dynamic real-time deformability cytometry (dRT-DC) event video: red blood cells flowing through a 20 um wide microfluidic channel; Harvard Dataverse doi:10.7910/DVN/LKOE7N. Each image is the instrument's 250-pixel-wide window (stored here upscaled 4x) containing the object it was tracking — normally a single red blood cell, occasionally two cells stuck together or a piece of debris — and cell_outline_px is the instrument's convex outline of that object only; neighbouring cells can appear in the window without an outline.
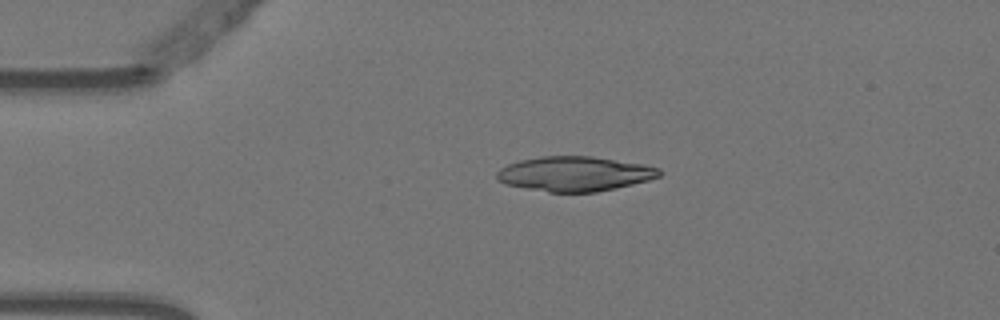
{"species": "Egyptian fruit bat (a non-hibernating species)", "species_latin": "Rousettus aegyptiacus", "temperature_condition": "warm", "stored_images_in_passage": 3, "camera_frame_rate_fps": 3000, "um_per_image_px": 0.085, "animal": {"sex": "female"}, "frame": {"image": 1, "passage_image": 2, "time_ms": 0.333, "image_size_px": [1000, 320], "cell_outline_px": [[664, 172], [660, 176], [648, 180], [616, 188], [596, 192], [548, 192], [504, 184], [496, 180], [496, 172], [500, 168], [508, 164], [520, 160], [540, 156], [592, 156], [644, 164], [660, 168]], "centroid_in_image_um": [48.84, 14.77], "position_along_channel_um": 36.2, "area_um2": 33.12}}